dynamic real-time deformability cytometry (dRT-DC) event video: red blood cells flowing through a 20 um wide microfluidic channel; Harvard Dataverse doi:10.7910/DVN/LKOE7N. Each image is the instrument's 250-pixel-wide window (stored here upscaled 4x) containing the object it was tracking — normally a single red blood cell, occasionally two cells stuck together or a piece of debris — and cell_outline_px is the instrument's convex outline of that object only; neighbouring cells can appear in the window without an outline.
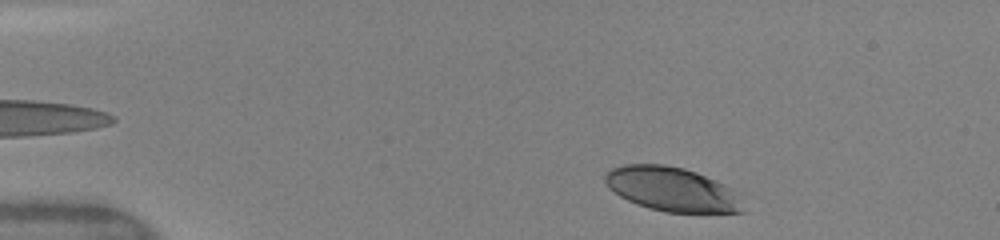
{"species": "human", "species_latin": "Homo sapiens", "temperature_condition": "warm", "stored_images_in_passage": 21, "camera_frame_rate_fps": 3000, "um_per_image_px": 0.085, "donor": {"sex": "female"}, "frame": {"image": 1, "passage_image": 2, "time_ms": 0.333, "image_size_px": [1000, 240], "cell_outline_px": [[744, 212], [664, 212], [648, 208], [636, 204], [620, 196], [608, 188], [604, 180], [604, 176], [612, 168], [624, 164], [664, 164], [684, 168], [696, 172], [716, 180], [740, 192]], "centroid_in_image_um": [57.14, 16.08], "position_along_channel_um": 27.9, "area_um2": 35.78}}
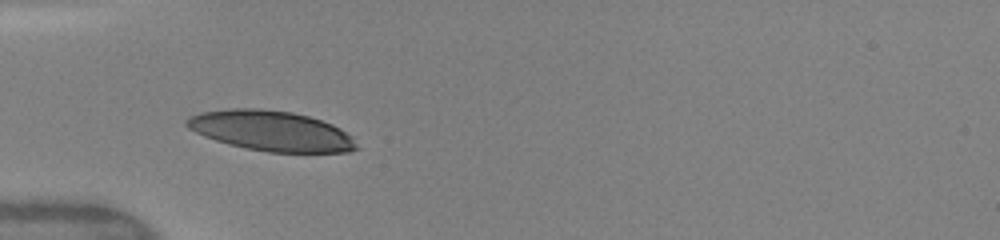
{"frame": {"image": 2, "passage_image": 11, "time_ms": 3.0, "image_size_px": [1000, 240], "cell_outline_px": [[360, 148], [348, 152], [268, 152], [228, 144], [204, 136], [188, 128], [184, 124], [184, 120], [188, 116], [200, 112], [232, 108], [260, 108], [292, 112], [308, 116], [332, 124], [340, 128], [352, 136]], "centroid_in_image_um": [23.04, 11.11], "position_along_channel_um": 62.0, "area_um2": 39.88}}
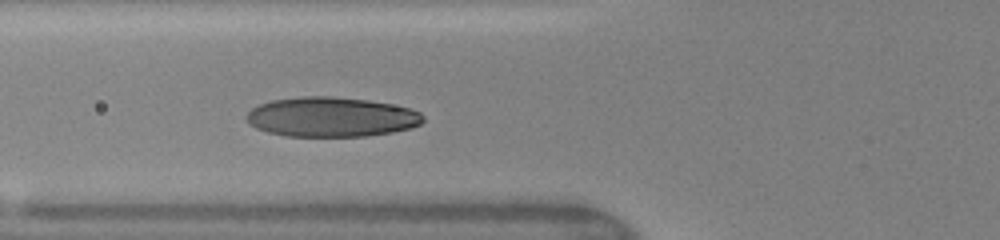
{"frame": {"image": 3, "passage_image": 17, "time_ms": 4.0, "image_size_px": [1000, 240], "cell_outline_px": [[424, 120], [420, 124], [412, 128], [392, 132], [368, 136], [288, 136], [268, 132], [256, 128], [248, 124], [244, 116], [252, 108], [260, 104], [272, 100], [304, 96], [332, 96], [368, 100], [392, 104], [408, 108], [420, 112], [424, 116]], "centroid_in_image_um": [28.15, 9.94], "position_along_channel_um": 97.6, "area_um2": 41.04}}